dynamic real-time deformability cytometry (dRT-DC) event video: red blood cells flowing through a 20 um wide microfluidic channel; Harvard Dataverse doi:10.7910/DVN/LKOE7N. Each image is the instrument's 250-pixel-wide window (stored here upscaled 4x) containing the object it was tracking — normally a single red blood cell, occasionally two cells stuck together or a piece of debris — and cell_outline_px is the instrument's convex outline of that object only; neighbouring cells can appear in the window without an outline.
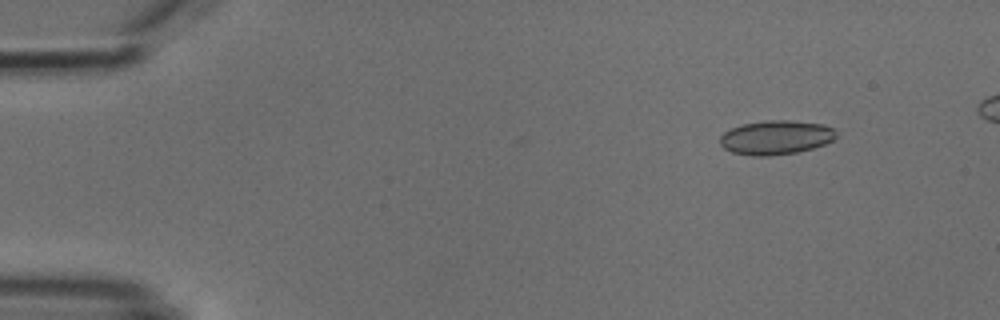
{"species": "common noctule bat (a hibernating species)", "species_latin": "Nyctalus noctula", "temperature_condition": "cold", "stored_images_in_passage": 5, "camera_frame_rate_fps": 3000, "um_per_image_px": 0.085, "animal": {"sex": "male", "body_mass_g": 18.8}, "frame": {"image": 1, "passage_image": 1, "time_ms": 0.0, "image_size_px": [1000, 320], "cell_outline_px": [[836, 136], [832, 140], [824, 144], [812, 148], [796, 152], [772, 156], [752, 156], [732, 152], [724, 148], [720, 144], [720, 136], [724, 132], [732, 128], [744, 124], [768, 120], [788, 120], [824, 124], [836, 128]], "centroid_in_image_um": [65.96, 11.68], "position_along_channel_um": 19.0, "area_um2": 23.12}}